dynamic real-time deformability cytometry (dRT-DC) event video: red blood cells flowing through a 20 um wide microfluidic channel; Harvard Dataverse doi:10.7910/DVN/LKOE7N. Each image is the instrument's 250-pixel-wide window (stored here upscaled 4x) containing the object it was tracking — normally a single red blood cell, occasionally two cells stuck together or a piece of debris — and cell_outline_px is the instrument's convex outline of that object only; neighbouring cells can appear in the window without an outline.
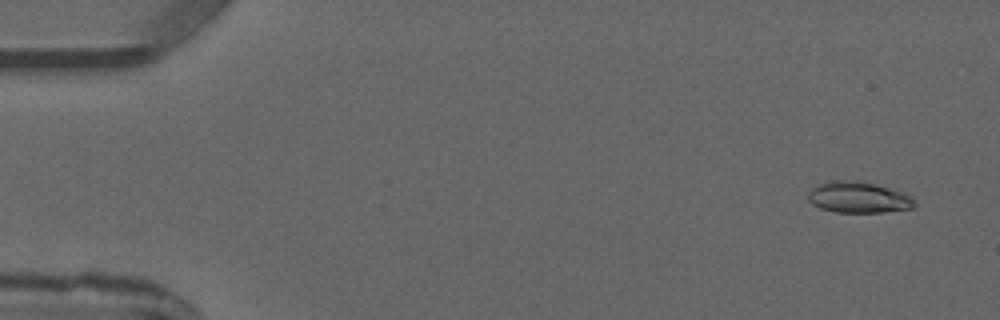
{"species": "common noctule bat (a hibernating species)", "species_latin": "Nyctalus noctula", "temperature_condition": "warm", "stored_images_in_passage": 4, "camera_frame_rate_fps": 3000, "um_per_image_px": 0.085, "animal": {"sex": "male", "forearm_length_mm": 52.5}, "frame": {"image": 1, "passage_image": 1, "time_ms": 0.0, "image_size_px": [1000, 320], "cell_outline_px": [[916, 204], [912, 208], [880, 212], [836, 212], [820, 208], [812, 204], [808, 200], [808, 192], [812, 188], [820, 184], [832, 180], [844, 180], [876, 184], [900, 192], [916, 200]], "centroid_in_image_um": [72.93, 16.78], "position_along_channel_um": 12.1, "area_um2": 18.96}}
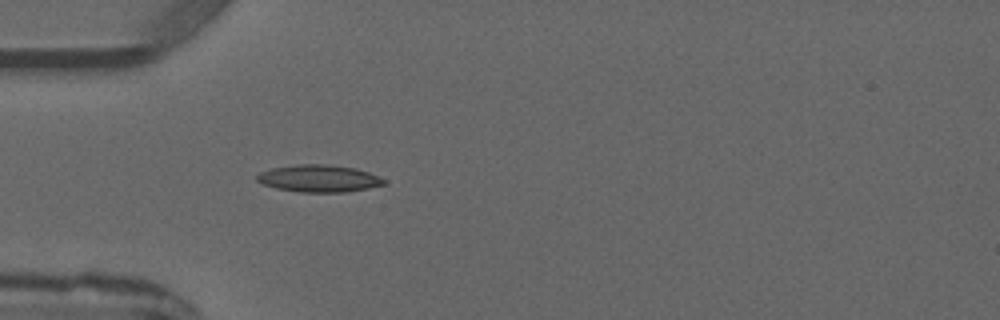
{"frame": {"image": 2, "passage_image": 4, "time_ms": 3.667, "image_size_px": [1000, 320], "cell_outline_px": [[388, 184], [368, 188], [344, 192], [300, 192], [276, 188], [260, 184], [256, 180], [256, 176], [260, 172], [272, 168], [296, 164], [328, 164], [356, 168], [368, 172], [388, 180]], "centroid_in_image_um": [27.12, 15.17], "position_along_channel_um": 57.9, "area_um2": 20.35}}